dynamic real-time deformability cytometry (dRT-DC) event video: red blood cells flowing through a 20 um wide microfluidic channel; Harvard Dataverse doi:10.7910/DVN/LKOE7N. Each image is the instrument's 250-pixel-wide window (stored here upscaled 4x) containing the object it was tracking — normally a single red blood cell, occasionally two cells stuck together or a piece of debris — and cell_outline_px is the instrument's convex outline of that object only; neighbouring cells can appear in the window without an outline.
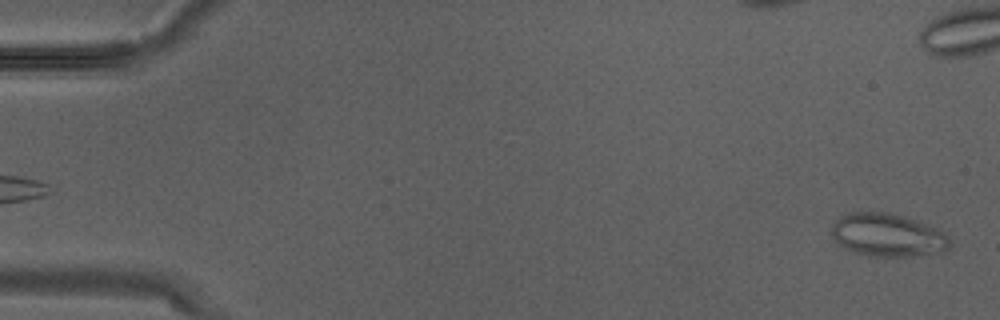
{"species": "Egyptian fruit bat (a non-hibernating species)", "species_latin": "Rousettus aegyptiacus", "temperature_condition": "warm", "stored_images_in_passage": 2, "camera_frame_rate_fps": 3000, "um_per_image_px": 0.085, "animal": {"sex": "male"}, "frame": {"image": 1, "passage_image": 2, "time_ms": 0.333, "image_size_px": [1000, 320], "cell_outline_px": [[948, 248], [944, 252], [908, 256], [868, 256], [844, 248], [832, 236], [832, 224], [840, 216], [848, 212], [888, 212], [920, 220], [944, 232], [948, 236]], "centroid_in_image_um": [75.45, 19.96], "position_along_channel_um": 9.6, "area_um2": 29.71}}